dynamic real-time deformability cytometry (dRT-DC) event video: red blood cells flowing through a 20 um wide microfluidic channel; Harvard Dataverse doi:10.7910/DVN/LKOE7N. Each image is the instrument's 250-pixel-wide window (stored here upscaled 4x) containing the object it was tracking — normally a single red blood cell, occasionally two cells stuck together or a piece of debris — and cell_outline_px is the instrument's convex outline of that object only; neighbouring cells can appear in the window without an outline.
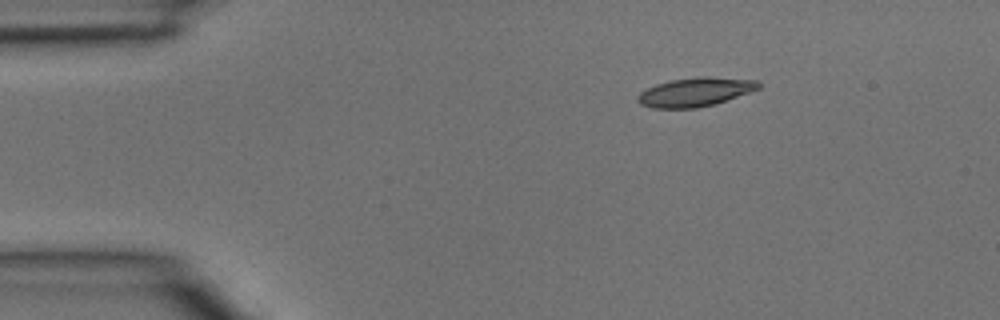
{"species": "common noctule bat (a hibernating species)", "species_latin": "Nyctalus noctula", "temperature_condition": "room temperature", "stored_images_in_passage": 3, "camera_frame_rate_fps": 3000, "um_per_image_px": 0.085, "animal": {"sex": "male", "body_mass_g": 15.6}, "frame": {"image": 1, "passage_image": 1, "time_ms": 0.0, "image_size_px": [1000, 320], "cell_outline_px": [[760, 88], [716, 104], [696, 108], [652, 108], [640, 104], [636, 100], [636, 96], [640, 92], [656, 84], [672, 80], [704, 76], [708, 76], [756, 80], [760, 84]], "centroid_in_image_um": [59.07, 7.83], "position_along_channel_um": 25.9, "area_um2": 20.29}}
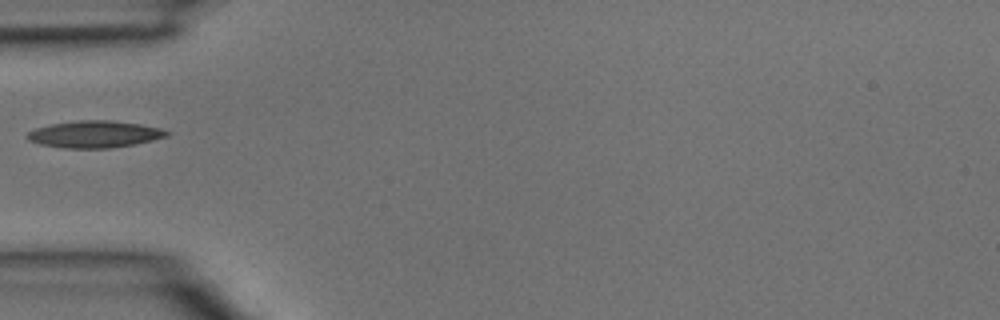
{"frame": {"image": 2, "passage_image": 3, "time_ms": 0.667, "image_size_px": [1000, 320], "cell_outline_px": [[172, 132], [168, 136], [152, 140], [132, 144], [108, 148], [64, 148], [40, 144], [28, 140], [24, 136], [28, 132], [36, 128], [52, 124], [76, 120], [112, 120], [140, 124], [160, 128]], "centroid_in_image_um": [8.03, 11.4], "position_along_channel_um": 77.0, "area_um2": 21.85}}